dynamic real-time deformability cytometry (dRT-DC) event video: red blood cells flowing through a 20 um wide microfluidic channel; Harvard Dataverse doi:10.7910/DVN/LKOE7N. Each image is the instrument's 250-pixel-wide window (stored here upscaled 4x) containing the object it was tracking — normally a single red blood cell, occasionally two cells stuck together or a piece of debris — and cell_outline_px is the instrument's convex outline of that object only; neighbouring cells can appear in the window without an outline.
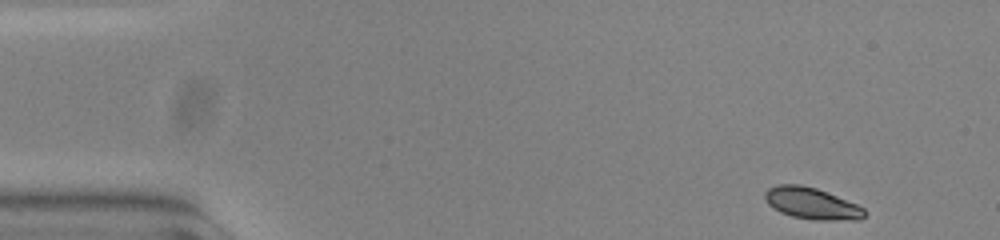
{"species": "common noctule bat (a hibernating species)", "species_latin": "Nyctalus noctula", "temperature_condition": "warm", "stored_images_in_passage": 52, "segment_of_instrument_passage": [1, 2], "camera_frame_rate_fps": 3000, "um_per_image_px": 0.085, "animal": {"sex": "female", "body_mass_g": 23.0, "forearm_length_mm": 53.4}, "frame": {"image": 1, "passage_image": 1, "time_ms": 0.0, "image_size_px": [1000, 240], "cell_outline_px": [[868, 212], [860, 220], [812, 220], [792, 216], [780, 212], [772, 208], [768, 204], [764, 196], [764, 192], [768, 188], [776, 184], [800, 184], [816, 188], [856, 204], [864, 208]], "centroid_in_image_um": [68.98, 17.29], "position_along_channel_um": 16.0, "area_um2": 18.44}}
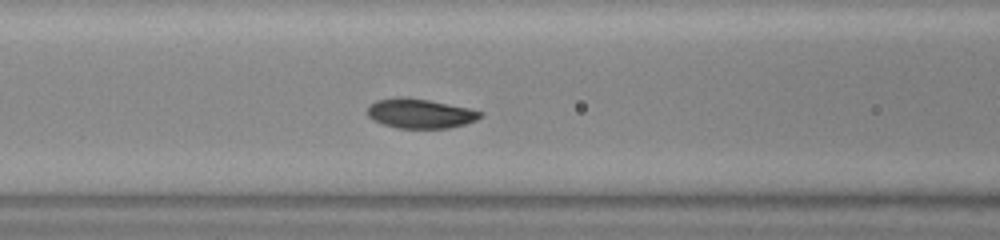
{"frame": {"image": 2, "passage_image": 19, "time_ms": 6.0, "image_size_px": [1000, 240], "cell_outline_px": [[484, 112], [476, 120], [464, 124], [448, 128], [396, 128], [384, 124], [368, 116], [368, 104], [376, 100], [404, 96], [428, 100], [468, 108]], "centroid_in_image_um": [35.69, 9.64], "position_along_channel_um": 130.9, "area_um2": 19.25}}
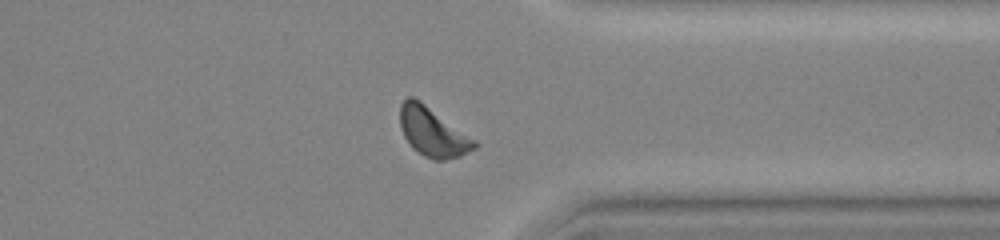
{"frame": {"image": 3, "passage_image": 39, "time_ms": 12.667, "image_size_px": [1000, 240], "cell_outline_px": [[480, 144], [476, 148], [460, 156], [444, 160], [432, 160], [424, 156], [412, 148], [404, 136], [400, 128], [400, 104], [408, 96], [412, 96], [420, 100], [476, 140]], "centroid_in_image_um": [36.78, 11.22], "position_along_channel_um": 374.6, "area_um2": 21.39}}